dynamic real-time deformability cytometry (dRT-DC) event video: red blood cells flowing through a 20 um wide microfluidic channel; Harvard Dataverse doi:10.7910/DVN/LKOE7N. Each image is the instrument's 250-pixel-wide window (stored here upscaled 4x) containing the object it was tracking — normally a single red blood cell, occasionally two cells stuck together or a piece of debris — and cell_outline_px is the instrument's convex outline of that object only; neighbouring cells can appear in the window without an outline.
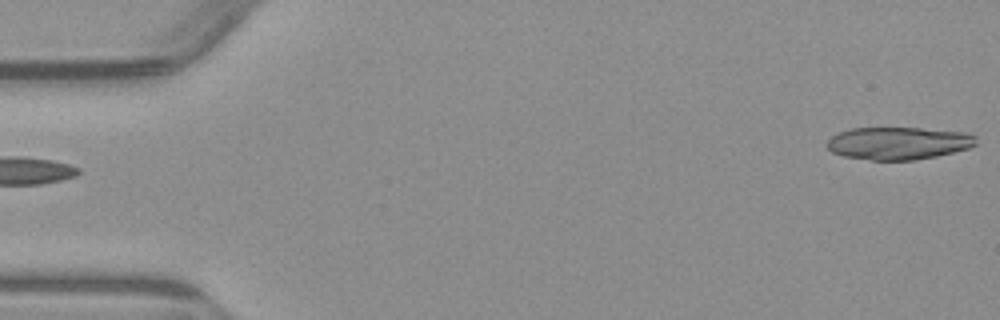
{"species": "common noctule bat (a hibernating species)", "species_latin": "Nyctalus noctula", "temperature_condition": "warm", "stored_images_in_passage": 5, "segment_of_instrument_passage": [2, 2], "camera_frame_rate_fps": 3000, "um_per_image_px": 0.085, "animal": {"sex": "male", "body_mass_g": 23.1, "forearm_length_mm": 52.7}, "frame": {"image": 1, "passage_image": 5, "time_ms": 5.667, "image_size_px": [1000, 320], "cell_outline_px": [[976, 144], [968, 148], [952, 152], [912, 160], [872, 160], [844, 156], [832, 152], [824, 144], [832, 136], [840, 132], [852, 128], [920, 128], [968, 132], [976, 136]], "centroid_in_image_um": [76.35, 12.16], "position_along_channel_um": 8.7, "area_um2": 28.15}}